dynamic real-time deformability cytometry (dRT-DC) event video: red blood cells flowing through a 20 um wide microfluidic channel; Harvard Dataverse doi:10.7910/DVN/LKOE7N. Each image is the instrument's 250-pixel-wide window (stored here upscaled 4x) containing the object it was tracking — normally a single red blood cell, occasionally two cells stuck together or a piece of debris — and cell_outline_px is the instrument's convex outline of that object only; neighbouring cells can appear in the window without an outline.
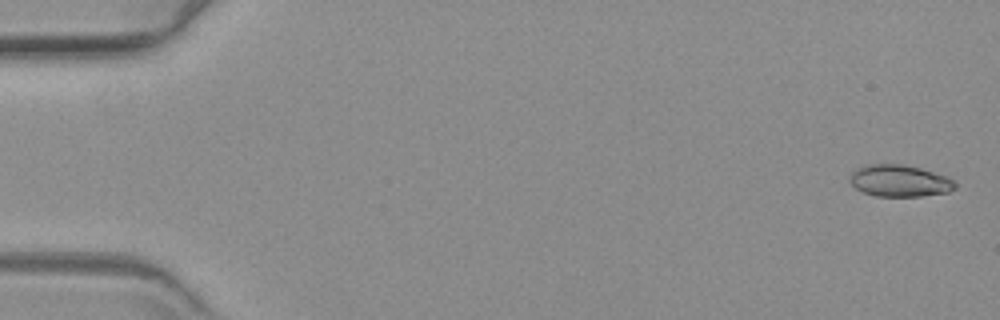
{"species": "common noctule bat (a hibernating species)", "species_latin": "Nyctalus noctula", "temperature_condition": "warm", "stored_images_in_passage": 40, "camera_frame_rate_fps": 3000, "um_per_image_px": 0.085, "animal": {"sex": "female", "body_mass_g": 19.3, "forearm_length_mm": 54.1}, "frame": {"image": 1, "passage_image": 2, "time_ms": 0.333, "image_size_px": [1000, 320], "cell_outline_px": [[956, 188], [948, 192], [920, 196], [876, 196], [864, 192], [856, 188], [848, 180], [852, 172], [864, 164], [904, 164], [920, 168], [944, 176], [952, 180], [956, 184]], "centroid_in_image_um": [76.43, 15.36], "position_along_channel_um": 8.6, "area_um2": 19.36}}
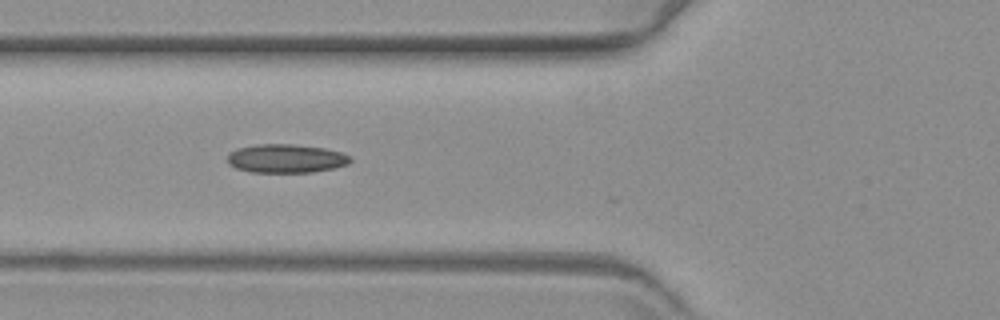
{"frame": {"image": 2, "passage_image": 23, "time_ms": 7.333, "image_size_px": [1000, 320], "cell_outline_px": [[352, 160], [348, 164], [332, 168], [312, 172], [248, 172], [236, 168], [228, 164], [228, 156], [236, 148], [260, 144], [292, 144], [324, 148], [340, 152], [352, 156]], "centroid_in_image_um": [24.32, 13.47], "position_along_channel_um": 101.5, "area_um2": 20.46}}
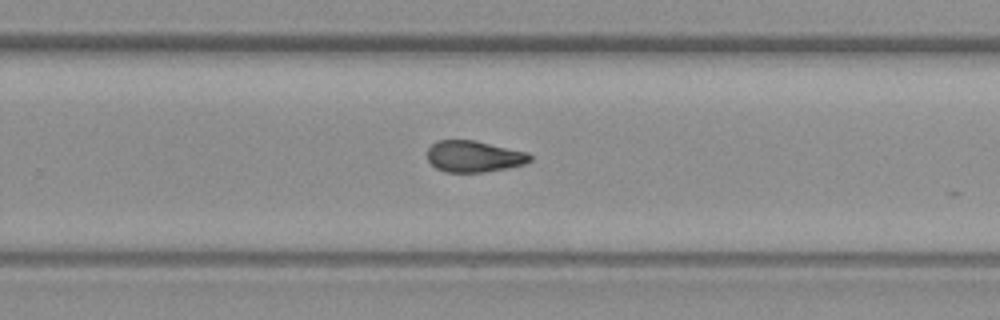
{"frame": {"image": 3, "passage_image": 39, "time_ms": 12.667, "image_size_px": [1000, 320], "cell_outline_px": [[532, 160], [524, 164], [508, 168], [484, 172], [444, 172], [436, 168], [428, 160], [428, 148], [436, 140], [476, 140], [528, 152], [532, 156]], "centroid_in_image_um": [40.3, 13.29], "position_along_channel_um": 289.5, "area_um2": 18.96}}